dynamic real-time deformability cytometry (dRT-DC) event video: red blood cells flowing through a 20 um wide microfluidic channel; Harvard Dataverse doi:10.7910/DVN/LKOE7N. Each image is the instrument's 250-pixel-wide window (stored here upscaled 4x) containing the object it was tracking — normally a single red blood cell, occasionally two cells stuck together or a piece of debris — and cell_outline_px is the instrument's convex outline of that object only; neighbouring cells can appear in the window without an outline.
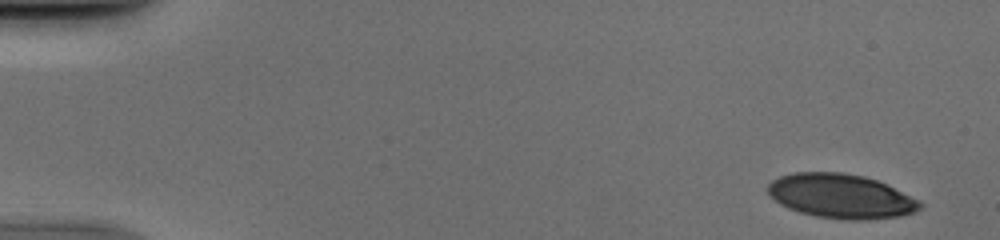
{"species": "human", "species_latin": "Homo sapiens", "temperature_condition": "cold", "stored_images_in_passage": 51, "camera_frame_rate_fps": 3000, "um_per_image_px": 0.085, "donor": {"sex": "male"}, "frame": {"image": 1, "passage_image": 3, "time_ms": 0.667, "image_size_px": [1000, 240], "cell_outline_px": [[924, 204], [920, 208], [912, 212], [900, 216], [868, 220], [848, 220], [816, 216], [800, 212], [788, 208], [780, 204], [768, 196], [768, 184], [772, 180], [780, 176], [792, 172], [840, 172], [864, 176], [876, 180], [920, 200]], "centroid_in_image_um": [71.45, 16.67], "position_along_channel_um": 13.5, "area_um2": 39.3}}
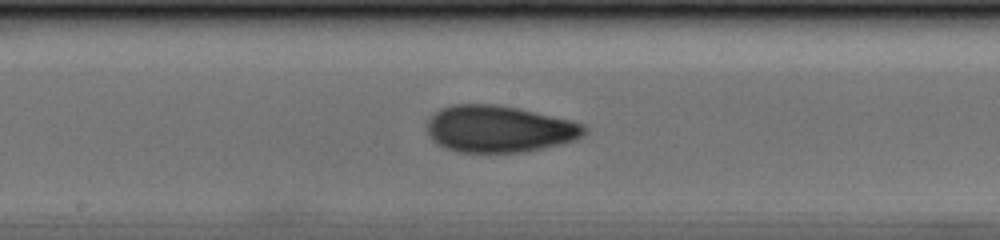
{"frame": {"image": 2, "passage_image": 28, "time_ms": 9.0, "image_size_px": [1000, 240], "cell_outline_px": [[588, 132], [584, 136], [576, 140], [560, 144], [524, 152], [456, 152], [444, 148], [436, 144], [432, 140], [428, 132], [428, 120], [440, 108], [452, 104], [496, 104], [516, 108], [572, 120], [584, 124], [588, 128]], "centroid_in_image_um": [42.45, 10.96], "position_along_channel_um": 205.8, "area_um2": 43.12}}
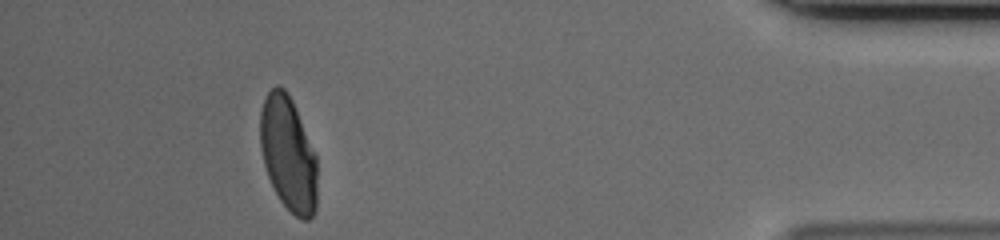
{"frame": {"image": 3, "passage_image": 47, "time_ms": 15.333, "image_size_px": [1000, 240], "cell_outline_px": [[316, 212], [308, 220], [300, 220], [280, 200], [268, 176], [264, 164], [260, 148], [260, 112], [264, 100], [268, 92], [276, 84], [284, 88], [288, 92], [292, 100], [316, 152]], "centroid_in_image_um": [24.51, 13.06], "position_along_channel_um": 410.7, "area_um2": 38.15}}